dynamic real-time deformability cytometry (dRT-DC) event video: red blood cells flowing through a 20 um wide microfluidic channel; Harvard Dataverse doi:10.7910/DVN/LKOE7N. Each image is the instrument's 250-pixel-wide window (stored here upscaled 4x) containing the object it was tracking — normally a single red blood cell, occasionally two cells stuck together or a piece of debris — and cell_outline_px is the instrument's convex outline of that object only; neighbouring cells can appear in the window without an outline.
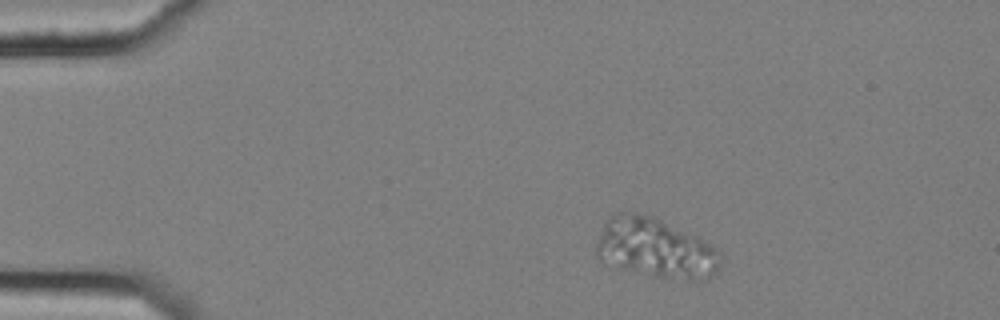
{"species": "common noctule bat (a hibernating species)", "species_latin": "Nyctalus noctula", "temperature_condition": "cold", "stored_images_in_passage": 4, "camera_frame_rate_fps": 3000, "um_per_image_px": 0.085, "animal": {"sex": "female", "body_mass_g": 25.1}, "frame": {"image": 1, "passage_image": 1, "time_ms": 0.0, "image_size_px": [1000, 320], "cell_outline_px": [[724, 256], [720, 268], [708, 280], [688, 284], [608, 268], [596, 256], [596, 244], [604, 220], [616, 212], [636, 212], [652, 216], [696, 236], [720, 248]], "centroid_in_image_um": [55.75, 21.19], "position_along_channel_um": 29.3, "area_um2": 45.72}}